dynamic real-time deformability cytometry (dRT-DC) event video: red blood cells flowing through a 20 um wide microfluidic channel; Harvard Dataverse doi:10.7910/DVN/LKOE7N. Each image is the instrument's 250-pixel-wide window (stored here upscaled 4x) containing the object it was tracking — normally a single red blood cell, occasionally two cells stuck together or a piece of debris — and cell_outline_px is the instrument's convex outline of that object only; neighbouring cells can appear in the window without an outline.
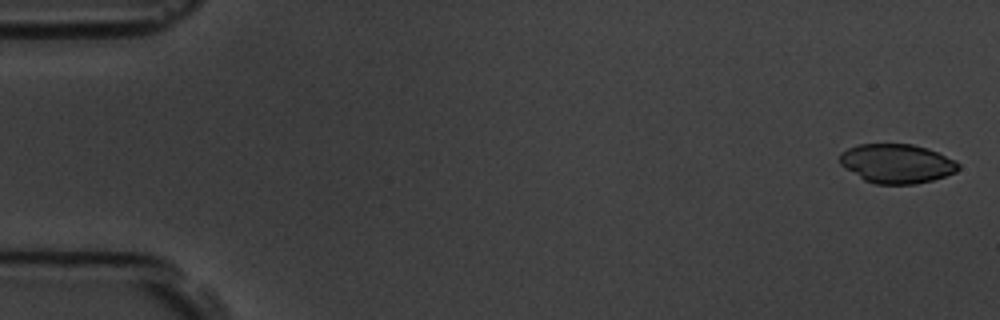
{"species": "common noctule bat (a hibernating species)", "species_latin": "Nyctalus noctula", "temperature_condition": "room temperature", "stored_images_in_passage": 8, "camera_frame_rate_fps": 3000, "um_per_image_px": 0.085, "animal": {"sex": "male", "body_mass_g": 19.5, "forearm_length_mm": 54.6}, "frame": {"image": 1, "passage_image": 1, "time_ms": 0.0, "image_size_px": [1000, 320], "cell_outline_px": [[960, 168], [956, 172], [932, 180], [916, 184], [876, 184], [864, 180], [840, 164], [840, 152], [848, 148], [860, 144], [912, 144], [928, 148], [956, 160], [960, 164]], "centroid_in_image_um": [76.25, 13.9], "position_along_channel_um": 8.8, "area_um2": 27.11}}